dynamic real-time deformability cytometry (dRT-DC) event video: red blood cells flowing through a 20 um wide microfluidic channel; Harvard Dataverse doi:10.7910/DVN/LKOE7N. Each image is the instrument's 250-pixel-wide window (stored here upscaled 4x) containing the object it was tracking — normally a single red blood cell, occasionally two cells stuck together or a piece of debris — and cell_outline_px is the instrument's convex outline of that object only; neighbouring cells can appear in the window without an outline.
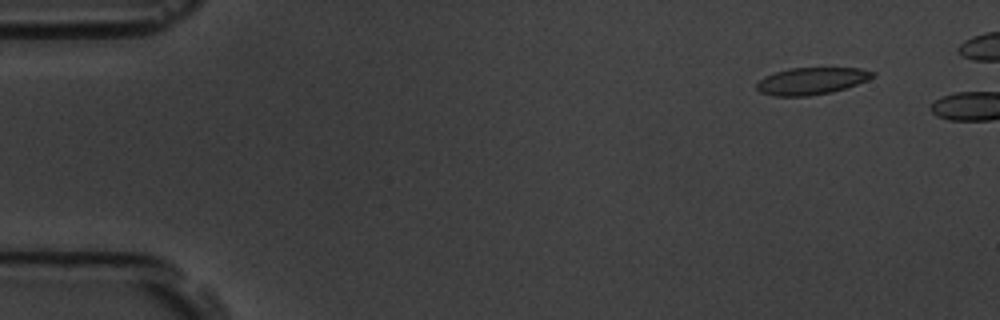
{"species": "common noctule bat (a hibernating species)", "species_latin": "Nyctalus noctula", "temperature_condition": "room temperature", "stored_images_in_passage": 3, "camera_frame_rate_fps": 3000, "um_per_image_px": 0.085, "animal": {"sex": "male", "body_mass_g": 19.5, "forearm_length_mm": 54.6}, "frame": {"image": 1, "passage_image": 2, "time_ms": 1.0, "image_size_px": [1000, 320], "cell_outline_px": [[876, 76], [868, 80], [832, 92], [808, 96], [776, 96], [760, 92], [756, 88], [756, 84], [764, 76], [788, 68], [860, 68], [876, 72]], "centroid_in_image_um": [68.99, 6.88], "position_along_channel_um": 16.0, "area_um2": 18.26}}